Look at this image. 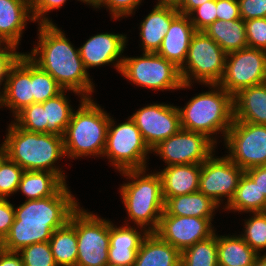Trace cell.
Masks as SVG:
<instances>
[{
    "label": "cell",
    "instance_id": "cell-1",
    "mask_svg": "<svg viewBox=\"0 0 266 266\" xmlns=\"http://www.w3.org/2000/svg\"><path fill=\"white\" fill-rule=\"evenodd\" d=\"M78 207V202L67 184L54 196L26 200L14 208L13 224L0 247L18 252L28 245L49 242L54 231L63 227Z\"/></svg>",
    "mask_w": 266,
    "mask_h": 266
},
{
    "label": "cell",
    "instance_id": "cell-2",
    "mask_svg": "<svg viewBox=\"0 0 266 266\" xmlns=\"http://www.w3.org/2000/svg\"><path fill=\"white\" fill-rule=\"evenodd\" d=\"M38 29V45L31 54L25 55L49 73L64 90L81 95V98H91L94 84L84 67L79 48L75 49L54 23L39 24Z\"/></svg>",
    "mask_w": 266,
    "mask_h": 266
},
{
    "label": "cell",
    "instance_id": "cell-3",
    "mask_svg": "<svg viewBox=\"0 0 266 266\" xmlns=\"http://www.w3.org/2000/svg\"><path fill=\"white\" fill-rule=\"evenodd\" d=\"M4 142L9 158L24 171H49L66 183L62 169L55 166L56 161L65 156L62 136L26 131L13 122L9 124Z\"/></svg>",
    "mask_w": 266,
    "mask_h": 266
},
{
    "label": "cell",
    "instance_id": "cell-4",
    "mask_svg": "<svg viewBox=\"0 0 266 266\" xmlns=\"http://www.w3.org/2000/svg\"><path fill=\"white\" fill-rule=\"evenodd\" d=\"M209 86L213 90L199 93L183 108L178 106L180 126L185 130L202 133L217 144L213 134L222 132L225 139L233 123V96L219 84Z\"/></svg>",
    "mask_w": 266,
    "mask_h": 266
},
{
    "label": "cell",
    "instance_id": "cell-5",
    "mask_svg": "<svg viewBox=\"0 0 266 266\" xmlns=\"http://www.w3.org/2000/svg\"><path fill=\"white\" fill-rule=\"evenodd\" d=\"M145 170L136 169L121 172L132 182L122 184L119 192L129 220H132L140 230L149 233L157 231L165 201L159 173L146 174Z\"/></svg>",
    "mask_w": 266,
    "mask_h": 266
},
{
    "label": "cell",
    "instance_id": "cell-6",
    "mask_svg": "<svg viewBox=\"0 0 266 266\" xmlns=\"http://www.w3.org/2000/svg\"><path fill=\"white\" fill-rule=\"evenodd\" d=\"M77 111L73 110L64 132L65 157L103 155L110 116L92 98H80Z\"/></svg>",
    "mask_w": 266,
    "mask_h": 266
},
{
    "label": "cell",
    "instance_id": "cell-7",
    "mask_svg": "<svg viewBox=\"0 0 266 266\" xmlns=\"http://www.w3.org/2000/svg\"><path fill=\"white\" fill-rule=\"evenodd\" d=\"M227 53L204 31H196L180 74L182 89L190 88L192 80L205 85L218 84L223 77Z\"/></svg>",
    "mask_w": 266,
    "mask_h": 266
},
{
    "label": "cell",
    "instance_id": "cell-8",
    "mask_svg": "<svg viewBox=\"0 0 266 266\" xmlns=\"http://www.w3.org/2000/svg\"><path fill=\"white\" fill-rule=\"evenodd\" d=\"M148 153L152 152L131 118L115 125L114 119L110 117L102 156L111 160V165L113 164L119 172L146 169Z\"/></svg>",
    "mask_w": 266,
    "mask_h": 266
},
{
    "label": "cell",
    "instance_id": "cell-9",
    "mask_svg": "<svg viewBox=\"0 0 266 266\" xmlns=\"http://www.w3.org/2000/svg\"><path fill=\"white\" fill-rule=\"evenodd\" d=\"M69 222L76 229V266H108L109 220L78 207Z\"/></svg>",
    "mask_w": 266,
    "mask_h": 266
},
{
    "label": "cell",
    "instance_id": "cell-10",
    "mask_svg": "<svg viewBox=\"0 0 266 266\" xmlns=\"http://www.w3.org/2000/svg\"><path fill=\"white\" fill-rule=\"evenodd\" d=\"M120 74L133 84L153 90L181 89L180 69L155 52L142 57H123Z\"/></svg>",
    "mask_w": 266,
    "mask_h": 266
},
{
    "label": "cell",
    "instance_id": "cell-11",
    "mask_svg": "<svg viewBox=\"0 0 266 266\" xmlns=\"http://www.w3.org/2000/svg\"><path fill=\"white\" fill-rule=\"evenodd\" d=\"M224 141L226 156L244 171L266 165V125L233 120Z\"/></svg>",
    "mask_w": 266,
    "mask_h": 266
},
{
    "label": "cell",
    "instance_id": "cell-12",
    "mask_svg": "<svg viewBox=\"0 0 266 266\" xmlns=\"http://www.w3.org/2000/svg\"><path fill=\"white\" fill-rule=\"evenodd\" d=\"M266 82V51L246 47L227 53L225 71L218 83L230 95Z\"/></svg>",
    "mask_w": 266,
    "mask_h": 266
},
{
    "label": "cell",
    "instance_id": "cell-13",
    "mask_svg": "<svg viewBox=\"0 0 266 266\" xmlns=\"http://www.w3.org/2000/svg\"><path fill=\"white\" fill-rule=\"evenodd\" d=\"M215 143L202 133L180 129L165 139L151 152H155L167 166L202 164L214 152Z\"/></svg>",
    "mask_w": 266,
    "mask_h": 266
},
{
    "label": "cell",
    "instance_id": "cell-14",
    "mask_svg": "<svg viewBox=\"0 0 266 266\" xmlns=\"http://www.w3.org/2000/svg\"><path fill=\"white\" fill-rule=\"evenodd\" d=\"M214 155L215 153L202 163L199 192L210 197L218 206L223 197L227 198L226 206L234 197L245 171L227 156L215 158Z\"/></svg>",
    "mask_w": 266,
    "mask_h": 266
},
{
    "label": "cell",
    "instance_id": "cell-15",
    "mask_svg": "<svg viewBox=\"0 0 266 266\" xmlns=\"http://www.w3.org/2000/svg\"><path fill=\"white\" fill-rule=\"evenodd\" d=\"M130 118L150 150L181 129L180 113L174 105L150 104L140 108Z\"/></svg>",
    "mask_w": 266,
    "mask_h": 266
},
{
    "label": "cell",
    "instance_id": "cell-16",
    "mask_svg": "<svg viewBox=\"0 0 266 266\" xmlns=\"http://www.w3.org/2000/svg\"><path fill=\"white\" fill-rule=\"evenodd\" d=\"M212 219L161 215L159 227L155 233L182 252L215 233Z\"/></svg>",
    "mask_w": 266,
    "mask_h": 266
},
{
    "label": "cell",
    "instance_id": "cell-17",
    "mask_svg": "<svg viewBox=\"0 0 266 266\" xmlns=\"http://www.w3.org/2000/svg\"><path fill=\"white\" fill-rule=\"evenodd\" d=\"M126 39V35L108 32L91 36L79 48L85 69L115 63L116 60L114 66L120 72L123 61L121 54L126 47Z\"/></svg>",
    "mask_w": 266,
    "mask_h": 266
},
{
    "label": "cell",
    "instance_id": "cell-18",
    "mask_svg": "<svg viewBox=\"0 0 266 266\" xmlns=\"http://www.w3.org/2000/svg\"><path fill=\"white\" fill-rule=\"evenodd\" d=\"M32 103V61L24 54L9 72L1 93V106L10 108L15 116Z\"/></svg>",
    "mask_w": 266,
    "mask_h": 266
},
{
    "label": "cell",
    "instance_id": "cell-19",
    "mask_svg": "<svg viewBox=\"0 0 266 266\" xmlns=\"http://www.w3.org/2000/svg\"><path fill=\"white\" fill-rule=\"evenodd\" d=\"M128 225L117 228L109 221L108 266H134L137 252L148 231L141 233Z\"/></svg>",
    "mask_w": 266,
    "mask_h": 266
},
{
    "label": "cell",
    "instance_id": "cell-20",
    "mask_svg": "<svg viewBox=\"0 0 266 266\" xmlns=\"http://www.w3.org/2000/svg\"><path fill=\"white\" fill-rule=\"evenodd\" d=\"M195 32L189 16L179 13L172 20L170 28L156 53L180 69L185 62L190 41Z\"/></svg>",
    "mask_w": 266,
    "mask_h": 266
},
{
    "label": "cell",
    "instance_id": "cell-21",
    "mask_svg": "<svg viewBox=\"0 0 266 266\" xmlns=\"http://www.w3.org/2000/svg\"><path fill=\"white\" fill-rule=\"evenodd\" d=\"M28 19L34 22L30 0H0V43L18 46Z\"/></svg>",
    "mask_w": 266,
    "mask_h": 266
},
{
    "label": "cell",
    "instance_id": "cell-22",
    "mask_svg": "<svg viewBox=\"0 0 266 266\" xmlns=\"http://www.w3.org/2000/svg\"><path fill=\"white\" fill-rule=\"evenodd\" d=\"M201 166L202 164L171 165L158 172L162 181L163 198L199 191Z\"/></svg>",
    "mask_w": 266,
    "mask_h": 266
},
{
    "label": "cell",
    "instance_id": "cell-23",
    "mask_svg": "<svg viewBox=\"0 0 266 266\" xmlns=\"http://www.w3.org/2000/svg\"><path fill=\"white\" fill-rule=\"evenodd\" d=\"M179 14L175 7L155 5L140 24V39L144 52H157L170 28L172 20Z\"/></svg>",
    "mask_w": 266,
    "mask_h": 266
},
{
    "label": "cell",
    "instance_id": "cell-24",
    "mask_svg": "<svg viewBox=\"0 0 266 266\" xmlns=\"http://www.w3.org/2000/svg\"><path fill=\"white\" fill-rule=\"evenodd\" d=\"M234 120L266 125V82L233 96Z\"/></svg>",
    "mask_w": 266,
    "mask_h": 266
},
{
    "label": "cell",
    "instance_id": "cell-25",
    "mask_svg": "<svg viewBox=\"0 0 266 266\" xmlns=\"http://www.w3.org/2000/svg\"><path fill=\"white\" fill-rule=\"evenodd\" d=\"M134 266H181V252L157 233L149 232L140 245Z\"/></svg>",
    "mask_w": 266,
    "mask_h": 266
},
{
    "label": "cell",
    "instance_id": "cell-26",
    "mask_svg": "<svg viewBox=\"0 0 266 266\" xmlns=\"http://www.w3.org/2000/svg\"><path fill=\"white\" fill-rule=\"evenodd\" d=\"M162 215L213 218L218 205L208 196L196 191L186 195L164 198Z\"/></svg>",
    "mask_w": 266,
    "mask_h": 266
},
{
    "label": "cell",
    "instance_id": "cell-27",
    "mask_svg": "<svg viewBox=\"0 0 266 266\" xmlns=\"http://www.w3.org/2000/svg\"><path fill=\"white\" fill-rule=\"evenodd\" d=\"M65 184L56 173L24 171L17 191H21L27 200H37L54 196Z\"/></svg>",
    "mask_w": 266,
    "mask_h": 266
},
{
    "label": "cell",
    "instance_id": "cell-28",
    "mask_svg": "<svg viewBox=\"0 0 266 266\" xmlns=\"http://www.w3.org/2000/svg\"><path fill=\"white\" fill-rule=\"evenodd\" d=\"M204 32L226 53L248 47L246 26L243 19L215 20Z\"/></svg>",
    "mask_w": 266,
    "mask_h": 266
},
{
    "label": "cell",
    "instance_id": "cell-29",
    "mask_svg": "<svg viewBox=\"0 0 266 266\" xmlns=\"http://www.w3.org/2000/svg\"><path fill=\"white\" fill-rule=\"evenodd\" d=\"M219 266H253L259 254L240 235L218 236Z\"/></svg>",
    "mask_w": 266,
    "mask_h": 266
},
{
    "label": "cell",
    "instance_id": "cell-30",
    "mask_svg": "<svg viewBox=\"0 0 266 266\" xmlns=\"http://www.w3.org/2000/svg\"><path fill=\"white\" fill-rule=\"evenodd\" d=\"M223 209L238 212H266V197L258 186L244 172L240 178L234 197Z\"/></svg>",
    "mask_w": 266,
    "mask_h": 266
},
{
    "label": "cell",
    "instance_id": "cell-31",
    "mask_svg": "<svg viewBox=\"0 0 266 266\" xmlns=\"http://www.w3.org/2000/svg\"><path fill=\"white\" fill-rule=\"evenodd\" d=\"M49 244L57 266H76L78 255L76 229L69 221L54 231Z\"/></svg>",
    "mask_w": 266,
    "mask_h": 266
},
{
    "label": "cell",
    "instance_id": "cell-32",
    "mask_svg": "<svg viewBox=\"0 0 266 266\" xmlns=\"http://www.w3.org/2000/svg\"><path fill=\"white\" fill-rule=\"evenodd\" d=\"M66 91L69 90H63L60 94L42 103L48 124V133L62 137L73 113L70 102L65 95Z\"/></svg>",
    "mask_w": 266,
    "mask_h": 266
},
{
    "label": "cell",
    "instance_id": "cell-33",
    "mask_svg": "<svg viewBox=\"0 0 266 266\" xmlns=\"http://www.w3.org/2000/svg\"><path fill=\"white\" fill-rule=\"evenodd\" d=\"M181 266H219L216 233L182 251Z\"/></svg>",
    "mask_w": 266,
    "mask_h": 266
},
{
    "label": "cell",
    "instance_id": "cell-34",
    "mask_svg": "<svg viewBox=\"0 0 266 266\" xmlns=\"http://www.w3.org/2000/svg\"><path fill=\"white\" fill-rule=\"evenodd\" d=\"M32 89L34 103H44L64 90L49 73L34 62H32Z\"/></svg>",
    "mask_w": 266,
    "mask_h": 266
},
{
    "label": "cell",
    "instance_id": "cell-35",
    "mask_svg": "<svg viewBox=\"0 0 266 266\" xmlns=\"http://www.w3.org/2000/svg\"><path fill=\"white\" fill-rule=\"evenodd\" d=\"M14 117V123L26 131L48 133V124L42 103H32L19 111Z\"/></svg>",
    "mask_w": 266,
    "mask_h": 266
},
{
    "label": "cell",
    "instance_id": "cell-36",
    "mask_svg": "<svg viewBox=\"0 0 266 266\" xmlns=\"http://www.w3.org/2000/svg\"><path fill=\"white\" fill-rule=\"evenodd\" d=\"M253 216L245 221L244 234L240 236L259 255L266 249V212L252 213Z\"/></svg>",
    "mask_w": 266,
    "mask_h": 266
},
{
    "label": "cell",
    "instance_id": "cell-37",
    "mask_svg": "<svg viewBox=\"0 0 266 266\" xmlns=\"http://www.w3.org/2000/svg\"><path fill=\"white\" fill-rule=\"evenodd\" d=\"M18 253L24 266H57L49 242L25 246Z\"/></svg>",
    "mask_w": 266,
    "mask_h": 266
},
{
    "label": "cell",
    "instance_id": "cell-38",
    "mask_svg": "<svg viewBox=\"0 0 266 266\" xmlns=\"http://www.w3.org/2000/svg\"><path fill=\"white\" fill-rule=\"evenodd\" d=\"M24 170L10 158L0 168V198L7 199L17 189Z\"/></svg>",
    "mask_w": 266,
    "mask_h": 266
},
{
    "label": "cell",
    "instance_id": "cell-39",
    "mask_svg": "<svg viewBox=\"0 0 266 266\" xmlns=\"http://www.w3.org/2000/svg\"><path fill=\"white\" fill-rule=\"evenodd\" d=\"M216 12V0H211L195 8L188 16L196 31H204L217 20Z\"/></svg>",
    "mask_w": 266,
    "mask_h": 266
},
{
    "label": "cell",
    "instance_id": "cell-40",
    "mask_svg": "<svg viewBox=\"0 0 266 266\" xmlns=\"http://www.w3.org/2000/svg\"><path fill=\"white\" fill-rule=\"evenodd\" d=\"M248 47L266 51V18L245 21Z\"/></svg>",
    "mask_w": 266,
    "mask_h": 266
},
{
    "label": "cell",
    "instance_id": "cell-41",
    "mask_svg": "<svg viewBox=\"0 0 266 266\" xmlns=\"http://www.w3.org/2000/svg\"><path fill=\"white\" fill-rule=\"evenodd\" d=\"M4 44L6 45L4 46ZM16 47L9 43H0V85L4 82L2 89L5 87L11 68L24 55V53L17 52Z\"/></svg>",
    "mask_w": 266,
    "mask_h": 266
},
{
    "label": "cell",
    "instance_id": "cell-42",
    "mask_svg": "<svg viewBox=\"0 0 266 266\" xmlns=\"http://www.w3.org/2000/svg\"><path fill=\"white\" fill-rule=\"evenodd\" d=\"M30 2L34 22L38 20L39 24H53L52 20L45 17V14L60 8L66 0H30Z\"/></svg>",
    "mask_w": 266,
    "mask_h": 266
},
{
    "label": "cell",
    "instance_id": "cell-43",
    "mask_svg": "<svg viewBox=\"0 0 266 266\" xmlns=\"http://www.w3.org/2000/svg\"><path fill=\"white\" fill-rule=\"evenodd\" d=\"M142 0H104L100 6H106L111 12L112 18L118 19L127 17L133 14V10L140 5Z\"/></svg>",
    "mask_w": 266,
    "mask_h": 266
},
{
    "label": "cell",
    "instance_id": "cell-44",
    "mask_svg": "<svg viewBox=\"0 0 266 266\" xmlns=\"http://www.w3.org/2000/svg\"><path fill=\"white\" fill-rule=\"evenodd\" d=\"M241 19L266 18V0H238Z\"/></svg>",
    "mask_w": 266,
    "mask_h": 266
},
{
    "label": "cell",
    "instance_id": "cell-45",
    "mask_svg": "<svg viewBox=\"0 0 266 266\" xmlns=\"http://www.w3.org/2000/svg\"><path fill=\"white\" fill-rule=\"evenodd\" d=\"M14 205L8 199L0 198V243L8 235L15 218Z\"/></svg>",
    "mask_w": 266,
    "mask_h": 266
},
{
    "label": "cell",
    "instance_id": "cell-46",
    "mask_svg": "<svg viewBox=\"0 0 266 266\" xmlns=\"http://www.w3.org/2000/svg\"><path fill=\"white\" fill-rule=\"evenodd\" d=\"M217 20L241 19L238 0H216Z\"/></svg>",
    "mask_w": 266,
    "mask_h": 266
},
{
    "label": "cell",
    "instance_id": "cell-47",
    "mask_svg": "<svg viewBox=\"0 0 266 266\" xmlns=\"http://www.w3.org/2000/svg\"><path fill=\"white\" fill-rule=\"evenodd\" d=\"M245 173L258 186L261 194L266 197V165L249 168L245 170Z\"/></svg>",
    "mask_w": 266,
    "mask_h": 266
},
{
    "label": "cell",
    "instance_id": "cell-48",
    "mask_svg": "<svg viewBox=\"0 0 266 266\" xmlns=\"http://www.w3.org/2000/svg\"><path fill=\"white\" fill-rule=\"evenodd\" d=\"M0 266H24L20 254L0 247Z\"/></svg>",
    "mask_w": 266,
    "mask_h": 266
},
{
    "label": "cell",
    "instance_id": "cell-49",
    "mask_svg": "<svg viewBox=\"0 0 266 266\" xmlns=\"http://www.w3.org/2000/svg\"><path fill=\"white\" fill-rule=\"evenodd\" d=\"M206 1L211 0H182L177 10L180 14L189 15L195 8L201 6Z\"/></svg>",
    "mask_w": 266,
    "mask_h": 266
},
{
    "label": "cell",
    "instance_id": "cell-50",
    "mask_svg": "<svg viewBox=\"0 0 266 266\" xmlns=\"http://www.w3.org/2000/svg\"><path fill=\"white\" fill-rule=\"evenodd\" d=\"M9 158L8 151L5 142L0 146V168L3 166L4 162Z\"/></svg>",
    "mask_w": 266,
    "mask_h": 266
},
{
    "label": "cell",
    "instance_id": "cell-51",
    "mask_svg": "<svg viewBox=\"0 0 266 266\" xmlns=\"http://www.w3.org/2000/svg\"><path fill=\"white\" fill-rule=\"evenodd\" d=\"M182 0H158L156 5L171 6L178 8Z\"/></svg>",
    "mask_w": 266,
    "mask_h": 266
},
{
    "label": "cell",
    "instance_id": "cell-52",
    "mask_svg": "<svg viewBox=\"0 0 266 266\" xmlns=\"http://www.w3.org/2000/svg\"><path fill=\"white\" fill-rule=\"evenodd\" d=\"M253 266H266V253L261 256V254L256 258Z\"/></svg>",
    "mask_w": 266,
    "mask_h": 266
},
{
    "label": "cell",
    "instance_id": "cell-53",
    "mask_svg": "<svg viewBox=\"0 0 266 266\" xmlns=\"http://www.w3.org/2000/svg\"><path fill=\"white\" fill-rule=\"evenodd\" d=\"M79 1H83L87 5L89 4L94 8H97L104 0H79Z\"/></svg>",
    "mask_w": 266,
    "mask_h": 266
}]
</instances>
